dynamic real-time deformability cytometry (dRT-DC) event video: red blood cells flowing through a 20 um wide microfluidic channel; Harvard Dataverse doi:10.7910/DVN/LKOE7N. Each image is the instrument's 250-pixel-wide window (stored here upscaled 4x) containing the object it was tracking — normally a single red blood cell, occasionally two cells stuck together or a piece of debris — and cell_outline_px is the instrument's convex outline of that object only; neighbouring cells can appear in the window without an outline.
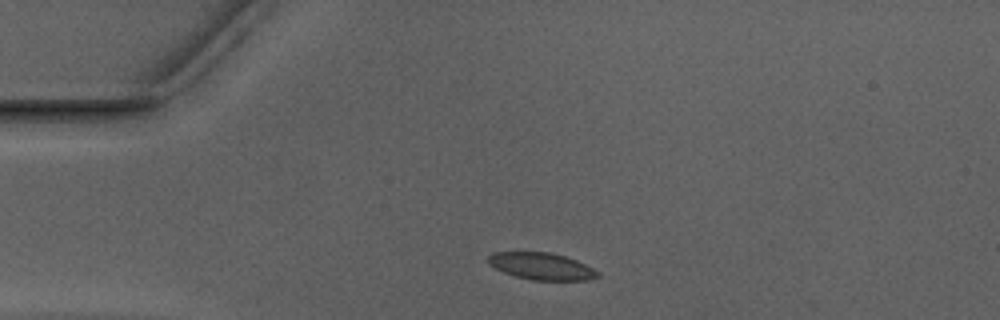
{"species": "Egyptian fruit bat (a non-hibernating species)", "species_latin": "Rousettus aegyptiacus", "temperature_condition": "warm", "stored_images_in_passage": 38, "camera_frame_rate_fps": 3000, "um_per_image_px": 0.085, "animal": {"sex": "male"}, "frame": {"image": 1, "passage_image": 5, "time_ms": 1.333, "image_size_px": [1000, 320], "cell_outline_px": [[600, 276], [588, 280], [532, 280], [516, 276], [504, 272], [488, 264], [488, 256], [492, 252], [552, 252], [576, 260], [600, 272]], "centroid_in_image_um": [46.03, 22.62], "position_along_channel_um": 39.0, "area_um2": 17.17}}
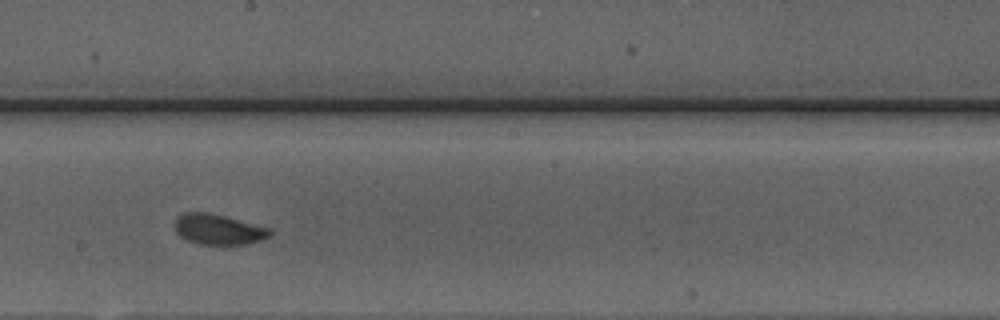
{"frame": {"image": 2, "passage_image": 22, "time_ms": 7.0, "image_size_px": [1000, 320], "cell_outline_px": [[272, 236], [248, 244], [200, 244], [188, 240], [180, 236], [176, 232], [172, 224], [176, 216], [184, 212], [212, 212], [272, 228]], "centroid_in_image_um": [18.56, 19.47], "position_along_channel_um": 229.6, "area_um2": 17.34}}
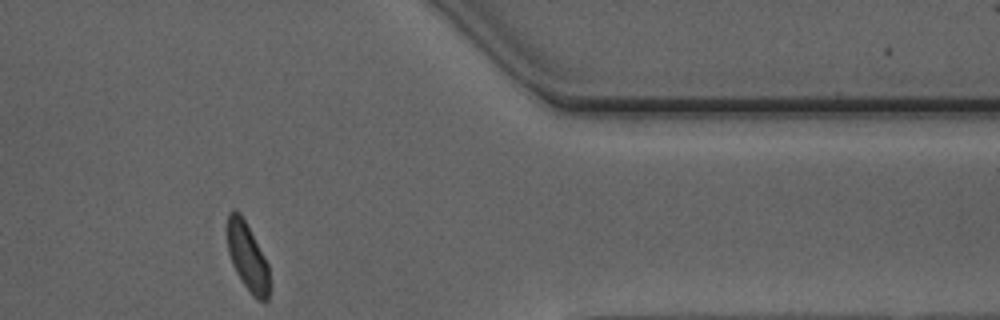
{"frame": {"image": 3, "passage_image": 36, "time_ms": 11.667, "image_size_px": [1000, 320], "cell_outline_px": [[268, 300], [264, 304], [252, 296], [240, 280], [232, 264], [228, 252], [228, 212], [236, 208], [240, 212], [264, 256], [268, 264]], "centroid_in_image_um": [21.03, 21.86], "position_along_channel_um": 390.4, "area_um2": 16.59}, "authors_computed_cell_mechanics": {"area_um2": 17.4267, "velocity_mm_per_s": 3.933, "shape_relaxation_time_tau1_ms": 1.7786, "shape_relaxation_time_tau2_ms": 0.933, "deformation_change_tau1": 0.0779, "deformation_change_tau2": 0.0596}}